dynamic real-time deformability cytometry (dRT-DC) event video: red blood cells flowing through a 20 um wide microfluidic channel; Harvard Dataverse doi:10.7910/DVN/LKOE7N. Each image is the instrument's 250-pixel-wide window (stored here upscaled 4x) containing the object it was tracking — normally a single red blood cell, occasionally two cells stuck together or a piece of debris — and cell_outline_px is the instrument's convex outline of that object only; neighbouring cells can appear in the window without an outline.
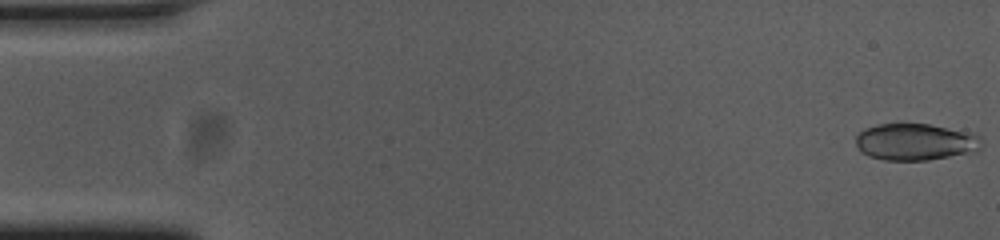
{"species": "common noctule bat (a hibernating species)", "species_latin": "Nyctalus noctula", "temperature_condition": "cold", "stored_images_in_passage": 54, "camera_frame_rate_fps": 3000, "um_per_image_px": 0.085, "animal": {"sex": "female", "body_mass_g": 23.0, "forearm_length_mm": 53.4}, "frame": {"image": 1, "passage_image": 1, "time_ms": 0.0, "image_size_px": [1000, 240], "cell_outline_px": [[980, 148], [976, 152], [928, 160], [884, 160], [868, 156], [860, 152], [856, 144], [856, 136], [864, 128], [876, 124], [928, 124], [972, 132], [980, 136]], "centroid_in_image_um": [77.8, 12.06], "position_along_channel_um": 7.2, "area_um2": 27.17}}
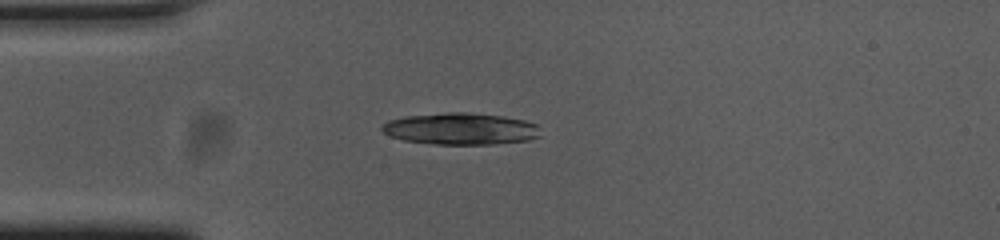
{"frame": {"image": 2, "passage_image": 14, "time_ms": 4.333, "image_size_px": [1000, 240], "cell_outline_px": [[540, 136], [528, 140], [492, 144], [436, 144], [404, 140], [392, 136], [384, 132], [380, 128], [388, 120], [404, 116], [448, 112], [464, 112], [500, 116], [524, 120], [536, 124]], "centroid_in_image_um": [39.13, 10.94], "position_along_channel_um": 45.9, "area_um2": 29.02}}